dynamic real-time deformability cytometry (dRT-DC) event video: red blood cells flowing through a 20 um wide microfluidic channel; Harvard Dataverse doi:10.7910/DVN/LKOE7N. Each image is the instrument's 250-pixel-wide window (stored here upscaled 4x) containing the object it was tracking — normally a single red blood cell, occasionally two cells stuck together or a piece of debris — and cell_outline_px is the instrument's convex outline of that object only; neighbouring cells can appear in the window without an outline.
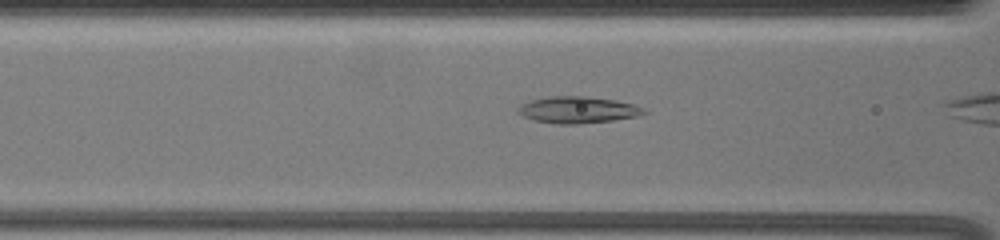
{"species": "common noctule bat (a hibernating species)", "species_latin": "Nyctalus noctula", "temperature_condition": "warm", "stored_images_in_passage": 14, "camera_frame_rate_fps": 3000, "um_per_image_px": 0.085, "animal": {"sex": "female", "body_mass_g": 19.5, "forearm_length_mm": 54.1}, "frame": {"image": 1, "passage_image": 12, "time_ms": 3.667, "image_size_px": [1000, 240], "cell_outline_px": [[648, 112], [636, 116], [612, 120], [580, 124], [556, 124], [536, 120], [524, 116], [516, 112], [516, 108], [520, 104], [532, 100], [552, 96], [584, 96], [612, 100], [632, 104], [644, 108]], "centroid_in_image_um": [49.07, 9.34], "position_along_channel_um": 117.5, "area_um2": 19.31}}